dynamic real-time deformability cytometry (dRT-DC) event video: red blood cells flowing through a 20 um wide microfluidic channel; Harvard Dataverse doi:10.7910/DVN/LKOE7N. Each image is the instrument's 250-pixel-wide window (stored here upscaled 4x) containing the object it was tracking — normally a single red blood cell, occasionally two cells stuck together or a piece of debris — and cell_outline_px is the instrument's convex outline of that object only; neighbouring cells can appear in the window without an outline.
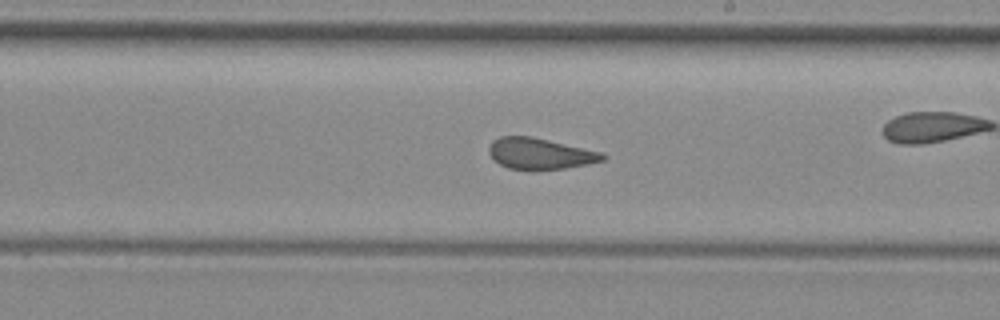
{"species": "common noctule bat (a hibernating species)", "species_latin": "Nyctalus noctula", "temperature_condition": "room temperature", "stored_images_in_passage": 35, "camera_frame_rate_fps": 3000, "um_per_image_px": 0.085, "animal": {"sex": "female", "body_mass_g": 29.2, "forearm_length_mm": 56.3}, "frame": {"image": 1, "passage_image": 16, "time_ms": 5.0, "image_size_px": [1000, 320], "cell_outline_px": [[608, 156], [604, 160], [588, 164], [564, 168], [508, 168], [500, 164], [488, 152], [488, 148], [492, 140], [500, 136], [532, 136], [604, 152]], "centroid_in_image_um": [45.94, 13.02], "position_along_channel_um": 243.1, "area_um2": 20.4}, "authors_computed_cell_mechanics": {"area_um2": 21.6172, "velocity_mm_per_s": 3.9715, "shape_relaxation_time_tau1_ms": null, "shape_relaxation_time_tau2_ms": 1.1239, "deformation_change_tau1": null, "deformation_change_tau2": 0.0729}}